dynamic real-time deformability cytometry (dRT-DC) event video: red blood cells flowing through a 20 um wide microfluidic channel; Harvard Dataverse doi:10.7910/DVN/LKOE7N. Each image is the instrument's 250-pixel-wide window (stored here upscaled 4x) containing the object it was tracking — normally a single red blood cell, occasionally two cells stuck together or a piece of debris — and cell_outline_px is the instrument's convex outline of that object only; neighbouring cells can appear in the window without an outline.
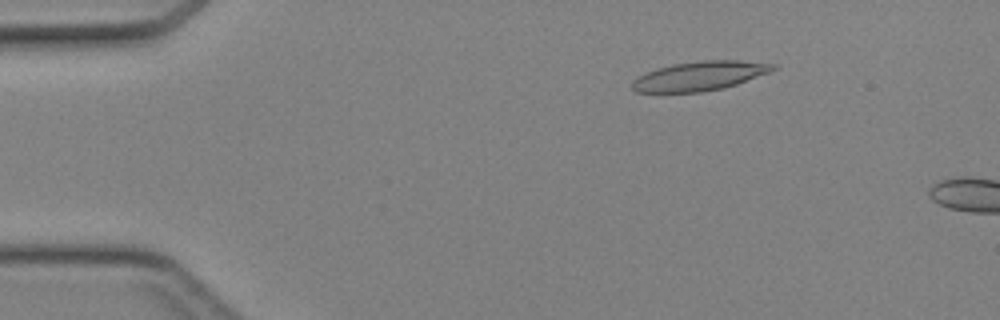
{"species": "Egyptian fruit bat (a non-hibernating species)", "species_latin": "Rousettus aegyptiacus", "temperature_condition": "cold", "stored_images_in_passage": 3, "camera_frame_rate_fps": 3000, "um_per_image_px": 0.085, "animal": {"sex": "female"}, "frame": {"image": 1, "passage_image": 2, "time_ms": 0.333, "image_size_px": [1000, 320], "cell_outline_px": [[776, 68], [768, 72], [736, 84], [724, 88], [704, 92], [636, 92], [632, 88], [632, 80], [656, 68], [672, 64], [700, 60], [740, 60], [776, 64]], "centroid_in_image_um": [59.46, 6.45], "position_along_channel_um": 25.5, "area_um2": 23.87}}